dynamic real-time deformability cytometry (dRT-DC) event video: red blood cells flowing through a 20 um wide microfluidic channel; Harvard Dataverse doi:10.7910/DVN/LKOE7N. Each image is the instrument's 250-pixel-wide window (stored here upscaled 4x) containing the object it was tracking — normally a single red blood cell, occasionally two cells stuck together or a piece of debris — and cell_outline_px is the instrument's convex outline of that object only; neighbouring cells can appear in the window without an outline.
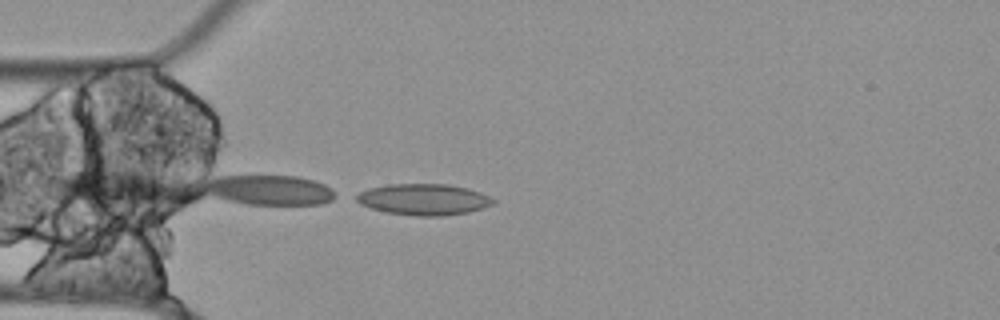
{"species": "Egyptian fruit bat (a non-hibernating species)", "species_latin": "Rousettus aegyptiacus", "temperature_condition": "cold", "stored_images_in_passage": 15, "camera_frame_rate_fps": 3000, "um_per_image_px": 0.085, "animal": {"sex": "female"}, "frame": {"image": 1, "passage_image": 15, "time_ms": 4.667, "image_size_px": [1000, 320], "cell_outline_px": [[496, 200], [492, 204], [468, 212], [444, 216], [416, 216], [388, 212], [372, 208], [360, 204], [352, 196], [368, 188], [388, 184], [448, 184], [468, 188], [480, 192]], "centroid_in_image_um": [35.98, 16.94], "position_along_channel_um": 49.0, "area_um2": 24.85}}